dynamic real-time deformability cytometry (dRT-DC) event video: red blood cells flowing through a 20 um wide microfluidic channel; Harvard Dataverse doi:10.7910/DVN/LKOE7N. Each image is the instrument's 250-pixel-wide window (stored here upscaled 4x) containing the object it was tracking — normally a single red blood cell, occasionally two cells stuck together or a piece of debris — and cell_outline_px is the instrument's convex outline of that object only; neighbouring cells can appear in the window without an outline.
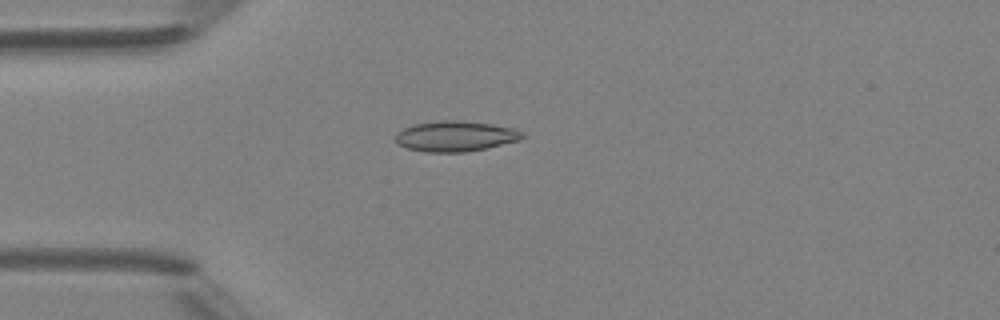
{"species": "Egyptian fruit bat (a non-hibernating species)", "species_latin": "Rousettus aegyptiacus", "temperature_condition": "room temperature", "stored_images_in_passage": 1, "camera_frame_rate_fps": 3000, "um_per_image_px": 0.085, "animal": {"sex": "female"}, "frame": {"image": 1, "passage_image": 1, "time_ms": 0.0, "image_size_px": [1000, 320], "cell_outline_px": [[524, 136], [520, 140], [488, 148], [464, 152], [424, 152], [408, 148], [400, 144], [396, 140], [396, 132], [412, 124], [440, 120], [460, 120], [492, 124], [512, 128], [524, 132]], "centroid_in_image_um": [38.73, 11.57], "position_along_channel_um": 46.3, "area_um2": 22.6}}